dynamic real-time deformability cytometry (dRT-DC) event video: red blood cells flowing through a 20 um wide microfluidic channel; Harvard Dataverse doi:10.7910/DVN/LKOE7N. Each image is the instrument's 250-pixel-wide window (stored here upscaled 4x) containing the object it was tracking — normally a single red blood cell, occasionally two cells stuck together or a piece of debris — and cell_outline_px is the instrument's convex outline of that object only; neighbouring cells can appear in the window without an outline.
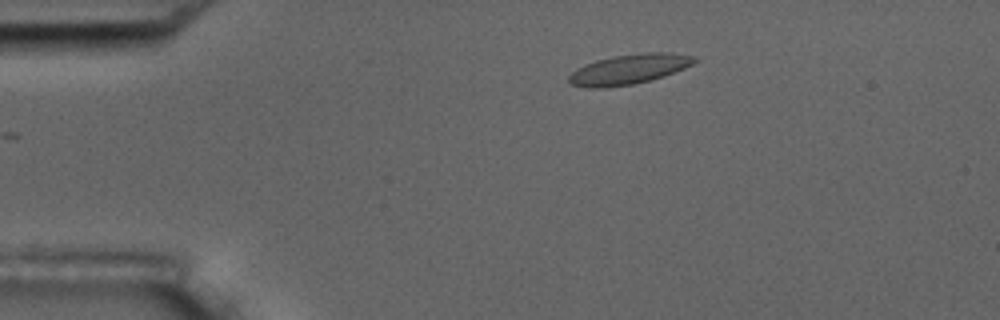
{"species": "common noctule bat (a hibernating species)", "species_latin": "Nyctalus noctula", "temperature_condition": "room temperature", "stored_images_in_passage": 3, "camera_frame_rate_fps": 3000, "um_per_image_px": 0.085, "animal": {"sex": "male", "body_mass_g": 17.5, "forearm_length_mm": 52.3}, "frame": {"image": 1, "passage_image": 3, "time_ms": 2.333, "image_size_px": [1000, 320], "cell_outline_px": [[700, 60], [684, 68], [664, 76], [632, 84], [604, 88], [588, 88], [572, 84], [568, 80], [568, 76], [576, 68], [584, 64], [596, 60], [612, 56], [644, 52], [672, 52], [696, 56]], "centroid_in_image_um": [53.48, 5.87], "position_along_channel_um": 31.5, "area_um2": 22.08}}